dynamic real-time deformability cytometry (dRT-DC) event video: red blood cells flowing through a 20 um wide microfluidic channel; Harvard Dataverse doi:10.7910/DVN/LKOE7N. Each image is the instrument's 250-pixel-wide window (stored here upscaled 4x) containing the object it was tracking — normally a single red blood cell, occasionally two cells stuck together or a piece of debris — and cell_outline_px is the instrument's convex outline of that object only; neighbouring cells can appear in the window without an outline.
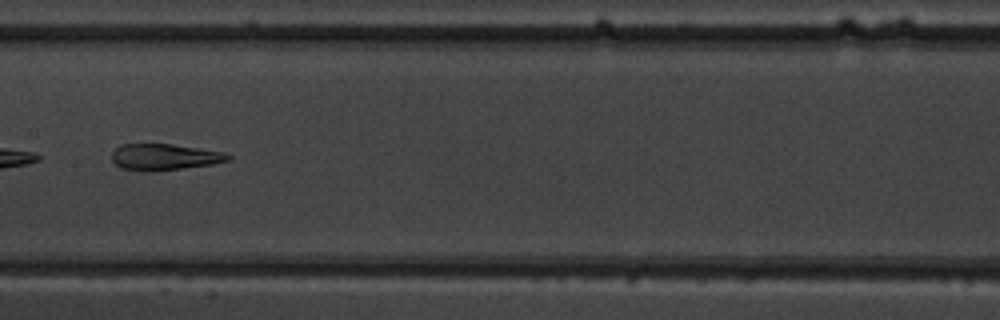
{"species": "common noctule bat (a hibernating species)", "species_latin": "Nyctalus noctula", "temperature_condition": "warm", "stored_images_in_passage": 33, "camera_frame_rate_fps": 3000, "um_per_image_px": 0.085, "animal": {"sex": "male", "body_mass_g": 19.5, "forearm_length_mm": 54.6}, "frame": {"image": 1, "passage_image": 13, "time_ms": 4.0, "image_size_px": [1000, 320], "cell_outline_px": [[232, 160], [212, 164], [148, 172], [120, 168], [112, 160], [112, 152], [120, 144], [172, 144], [224, 152], [232, 156]], "centroid_in_image_um": [13.97, 13.34], "position_along_channel_um": 193.4, "area_um2": 17.8}}
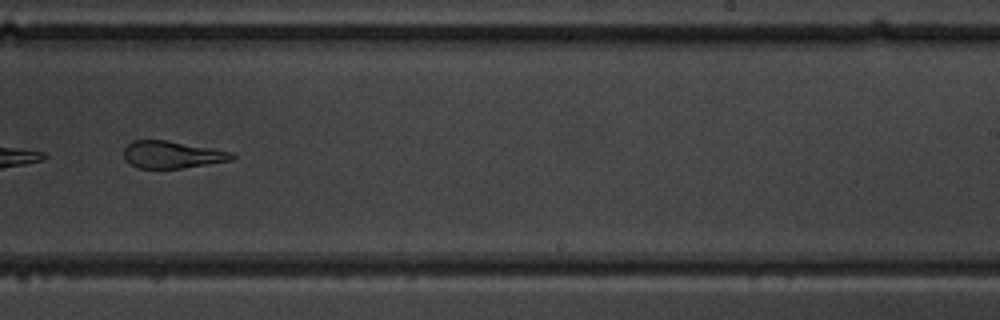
{"frame": {"image": 2, "passage_image": 19, "time_ms": 6.0, "image_size_px": [1000, 320], "cell_outline_px": [[236, 156], [232, 160], [180, 168], [136, 168], [124, 156], [124, 148], [132, 140], [168, 140], [212, 148], [232, 152]], "centroid_in_image_um": [14.63, 13.13], "position_along_channel_um": 274.4, "area_um2": 16.99}}
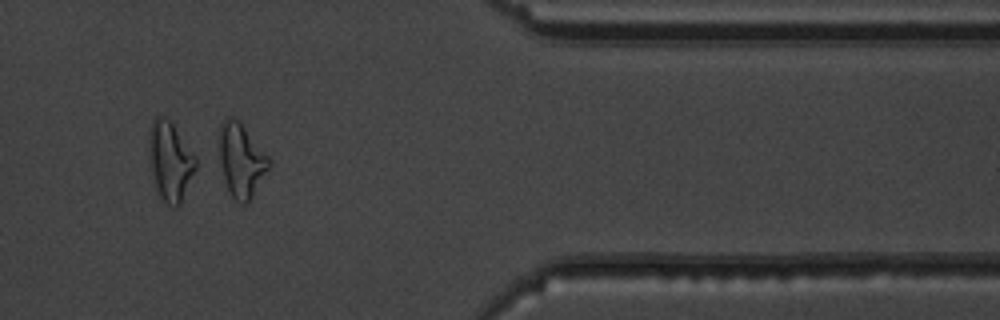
{"frame": {"image": 3, "passage_image": 29, "time_ms": 9.333, "image_size_px": [1000, 320], "cell_outline_px": [[272, 164], [248, 204], [240, 204], [228, 192], [220, 160], [220, 124], [224, 116], [232, 116], [240, 120], [272, 160]], "centroid_in_image_um": [20.54, 13.59], "position_along_channel_um": 390.9, "area_um2": 21.68}}